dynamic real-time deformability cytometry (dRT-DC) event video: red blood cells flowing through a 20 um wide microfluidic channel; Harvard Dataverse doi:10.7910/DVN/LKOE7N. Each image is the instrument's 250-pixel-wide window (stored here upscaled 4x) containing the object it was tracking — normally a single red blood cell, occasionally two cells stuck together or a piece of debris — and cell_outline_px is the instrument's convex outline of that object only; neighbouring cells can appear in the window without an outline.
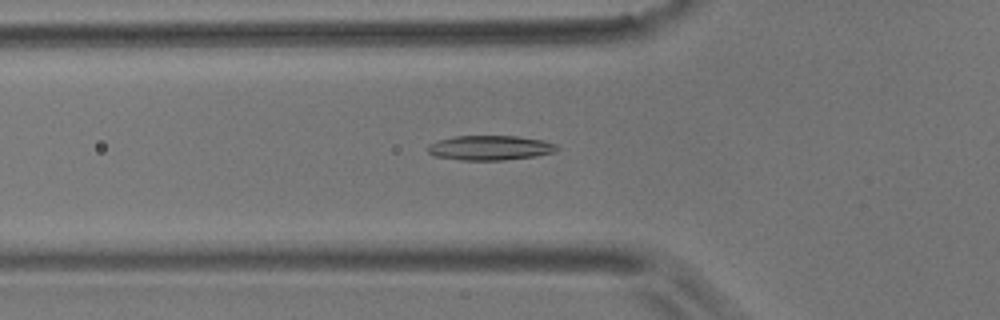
{"species": "common noctule bat (a hibernating species)", "species_latin": "Nyctalus noctula", "temperature_condition": "room temperature", "stored_images_in_passage": 55, "camera_frame_rate_fps": 3000, "um_per_image_px": 0.085, "animal": {"sex": "male", "body_mass_g": 17.9}, "frame": {"image": 1, "passage_image": 18, "time_ms": 5.667, "image_size_px": [1000, 320], "cell_outline_px": [[560, 148], [556, 152], [536, 156], [504, 160], [460, 160], [432, 156], [428, 152], [428, 144], [452, 136], [516, 136], [544, 140], [556, 144]], "centroid_in_image_um": [41.67, 12.57], "position_along_channel_um": 84.1, "area_um2": 18.79}}
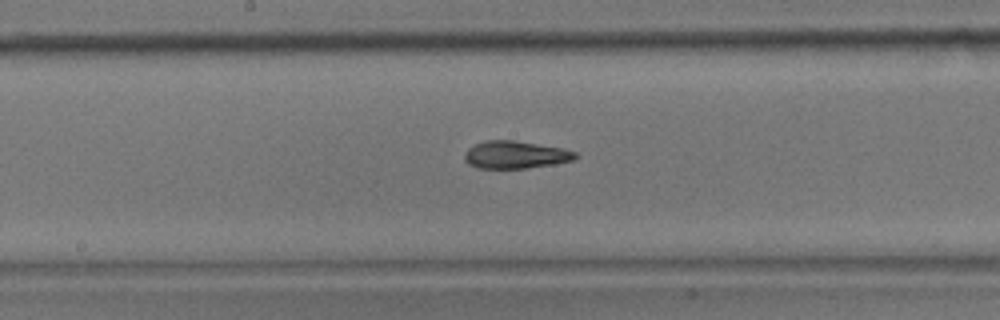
{"frame": {"image": 2, "passage_image": 28, "time_ms": 9.0, "image_size_px": [1000, 320], "cell_outline_px": [[580, 156], [572, 160], [556, 164], [528, 168], [480, 168], [468, 164], [464, 160], [464, 156], [468, 148], [484, 140], [516, 140], [564, 148], [576, 152]], "centroid_in_image_um": [43.84, 13.15], "position_along_channel_um": 204.4, "area_um2": 17.98}}
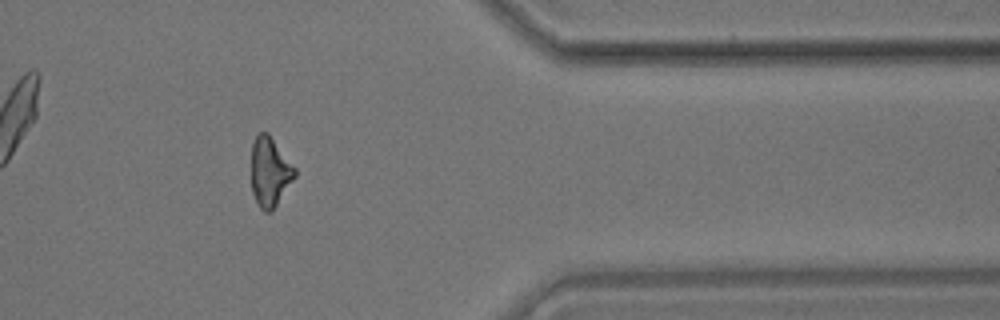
{"frame": {"image": 3, "passage_image": 45, "time_ms": 14.667, "image_size_px": [1000, 320], "cell_outline_px": [[296, 176], [272, 212], [264, 212], [260, 208], [252, 192], [252, 144], [256, 136], [260, 132], [268, 132], [296, 168]], "centroid_in_image_um": [22.95, 14.62], "position_along_channel_um": 388.4, "area_um2": 17.63}, "authors_computed_cell_mechanics": {"area_um2": 18.1492, "velocity_mm_per_s": 3.5738, "shape_relaxation_time_tau1_ms": 8.7572, "shape_relaxation_time_tau2_ms": 3.4793, "deformation_change_tau1": 0.2315, "deformation_change_tau2": 0.1111}}